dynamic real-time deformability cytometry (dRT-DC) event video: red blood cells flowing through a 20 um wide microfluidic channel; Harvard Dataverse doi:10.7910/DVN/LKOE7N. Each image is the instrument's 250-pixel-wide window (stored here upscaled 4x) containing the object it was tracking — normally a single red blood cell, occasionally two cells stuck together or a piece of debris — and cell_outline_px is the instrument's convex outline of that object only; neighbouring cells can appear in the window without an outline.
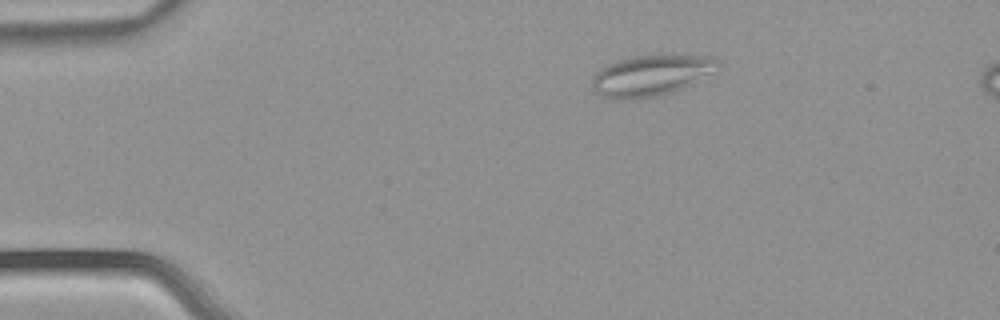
{"species": "common noctule bat (a hibernating species)", "species_latin": "Nyctalus noctula", "temperature_condition": "warm", "stored_images_in_passage": 3, "camera_frame_rate_fps": 3000, "um_per_image_px": 0.085, "animal": {"sex": "male", "body_mass_g": 21.5, "forearm_length_mm": 52.0}, "frame": {"image": 1, "passage_image": 1, "time_ms": 0.0, "image_size_px": [1000, 320], "cell_outline_px": [[720, 68], [716, 72], [672, 92], [656, 96], [628, 100], [616, 100], [600, 96], [592, 88], [592, 76], [600, 68], [616, 60], [632, 56], [664, 52], [672, 52], [708, 56], [720, 60]], "centroid_in_image_um": [55.37, 6.36], "position_along_channel_um": 29.6, "area_um2": 31.27}}